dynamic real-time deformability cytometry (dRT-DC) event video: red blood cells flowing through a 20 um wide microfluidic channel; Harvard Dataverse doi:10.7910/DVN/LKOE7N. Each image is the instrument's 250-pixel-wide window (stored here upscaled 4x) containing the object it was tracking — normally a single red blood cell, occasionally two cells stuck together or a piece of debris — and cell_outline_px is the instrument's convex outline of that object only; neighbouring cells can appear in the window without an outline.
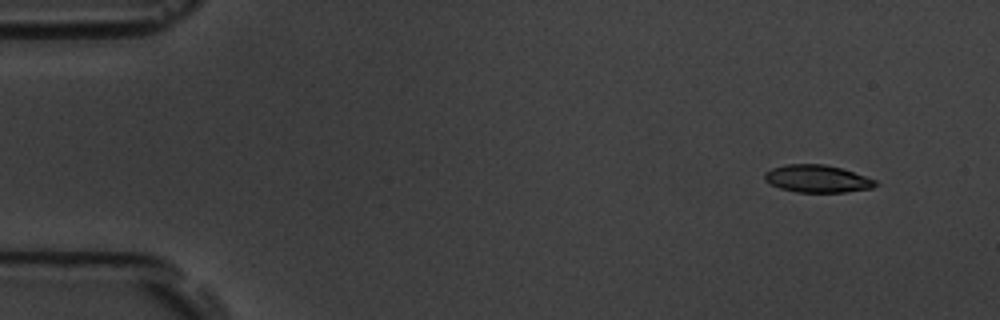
{"species": "common noctule bat (a hibernating species)", "species_latin": "Nyctalus noctula", "temperature_condition": "room temperature", "stored_images_in_passage": 10, "camera_frame_rate_fps": 3000, "um_per_image_px": 0.085, "animal": {"sex": "male", "body_mass_g": 19.5, "forearm_length_mm": 54.6}, "frame": {"image": 1, "passage_image": 1, "time_ms": 0.0, "image_size_px": [1000, 320], "cell_outline_px": [[880, 184], [872, 188], [844, 192], [796, 192], [780, 188], [764, 180], [764, 172], [772, 168], [784, 164], [824, 164], [840, 168], [876, 180]], "centroid_in_image_um": [69.45, 15.19], "position_along_channel_um": 15.6, "area_um2": 17.69}}
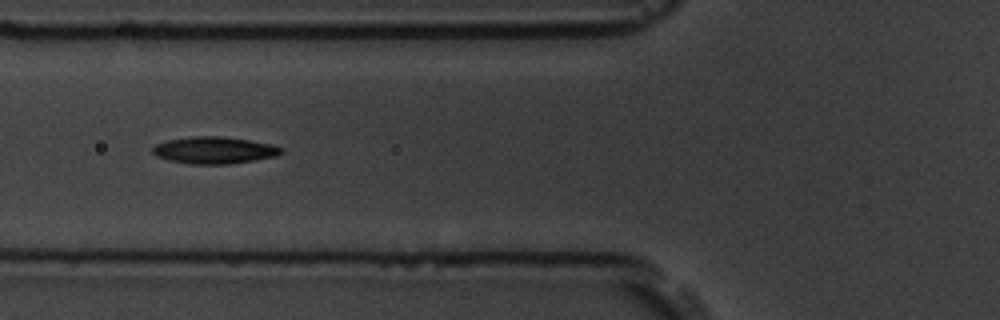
{"frame": {"image": 2, "passage_image": 6, "time_ms": 5.667, "image_size_px": [1000, 320], "cell_outline_px": [[284, 152], [276, 156], [228, 164], [192, 164], [168, 160], [156, 156], [152, 152], [152, 148], [156, 144], [168, 140], [192, 136], [220, 136], [248, 140], [272, 144], [284, 148]], "centroid_in_image_um": [18.21, 12.76], "position_along_channel_um": 107.6, "area_um2": 20.11}}
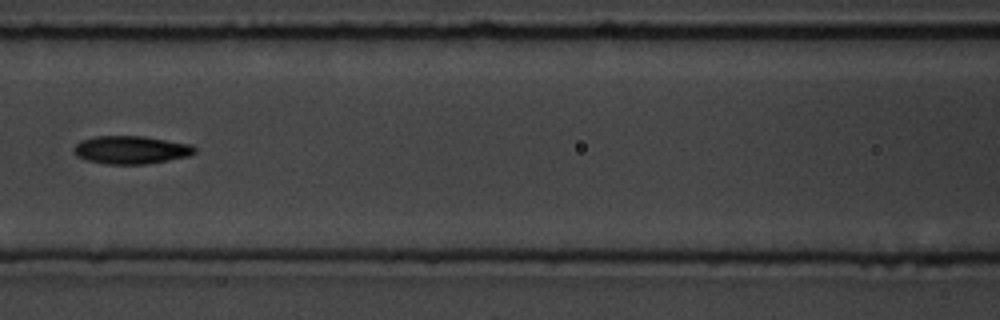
{"frame": {"image": 3, "passage_image": 7, "time_ms": 7.0, "image_size_px": [1000, 320], "cell_outline_px": [[196, 152], [188, 156], [168, 160], [144, 164], [108, 164], [88, 160], [76, 156], [72, 152], [72, 148], [80, 140], [96, 136], [144, 136], [192, 144], [196, 148]], "centroid_in_image_um": [11.12, 12.73], "position_along_channel_um": 155.5, "area_um2": 19.83}}